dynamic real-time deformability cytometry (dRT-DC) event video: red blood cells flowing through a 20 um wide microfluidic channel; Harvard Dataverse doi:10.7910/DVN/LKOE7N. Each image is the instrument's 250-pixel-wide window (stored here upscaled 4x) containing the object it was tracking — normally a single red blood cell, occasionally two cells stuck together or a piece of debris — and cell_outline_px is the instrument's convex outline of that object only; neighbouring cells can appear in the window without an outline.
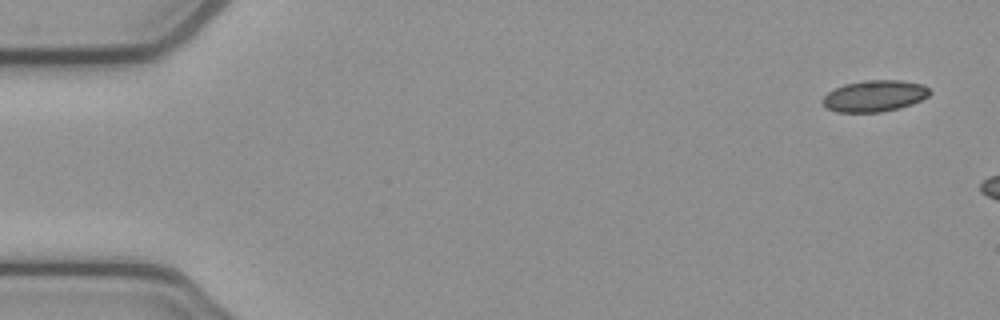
{"species": "common noctule bat (a hibernating species)", "species_latin": "Nyctalus noctula", "temperature_condition": "cold", "stored_images_in_passage": 3, "camera_frame_rate_fps": 3000, "um_per_image_px": 0.085, "animal": {"sex": "female", "body_mass_g": 21.9}, "frame": {"image": 1, "passage_image": 1, "time_ms": 0.0, "image_size_px": [1000, 320], "cell_outline_px": [[932, 92], [928, 96], [912, 104], [900, 108], [880, 112], [836, 112], [828, 108], [820, 100], [828, 92], [844, 84], [864, 80], [900, 80], [924, 84]], "centroid_in_image_um": [74.35, 8.15], "position_along_channel_um": 10.7, "area_um2": 19.65}}